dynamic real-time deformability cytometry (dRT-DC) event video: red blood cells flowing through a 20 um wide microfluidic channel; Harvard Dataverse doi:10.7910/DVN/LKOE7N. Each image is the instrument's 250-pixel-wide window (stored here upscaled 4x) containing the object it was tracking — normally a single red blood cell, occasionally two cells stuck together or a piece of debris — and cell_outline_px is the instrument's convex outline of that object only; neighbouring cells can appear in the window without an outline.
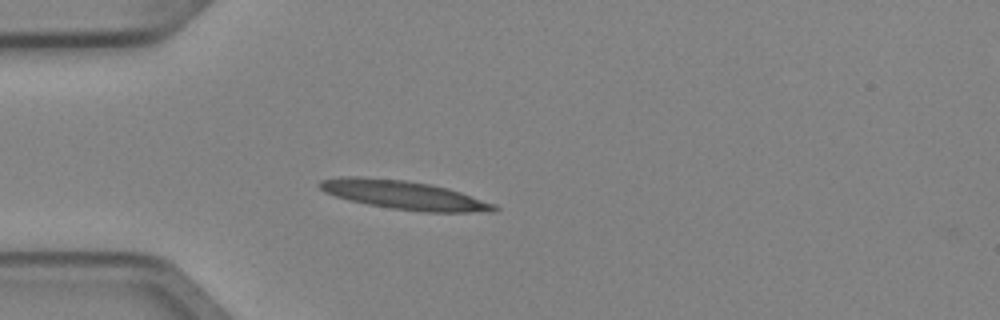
{"species": "Egyptian fruit bat (a non-hibernating species)", "species_latin": "Rousettus aegyptiacus", "temperature_condition": "cold", "stored_images_in_passage": 3, "camera_frame_rate_fps": 3000, "um_per_image_px": 0.085, "animal": {"sex": "female"}, "frame": {"image": 1, "passage_image": 3, "time_ms": 0.667, "image_size_px": [1000, 320], "cell_outline_px": [[500, 208], [492, 212], [424, 212], [392, 208], [368, 204], [348, 200], [324, 192], [316, 184], [320, 180], [340, 176], [364, 176], [408, 180], [432, 184], [448, 188], [496, 204]], "centroid_in_image_um": [34.32, 16.56], "position_along_channel_um": 50.7, "area_um2": 29.54}}